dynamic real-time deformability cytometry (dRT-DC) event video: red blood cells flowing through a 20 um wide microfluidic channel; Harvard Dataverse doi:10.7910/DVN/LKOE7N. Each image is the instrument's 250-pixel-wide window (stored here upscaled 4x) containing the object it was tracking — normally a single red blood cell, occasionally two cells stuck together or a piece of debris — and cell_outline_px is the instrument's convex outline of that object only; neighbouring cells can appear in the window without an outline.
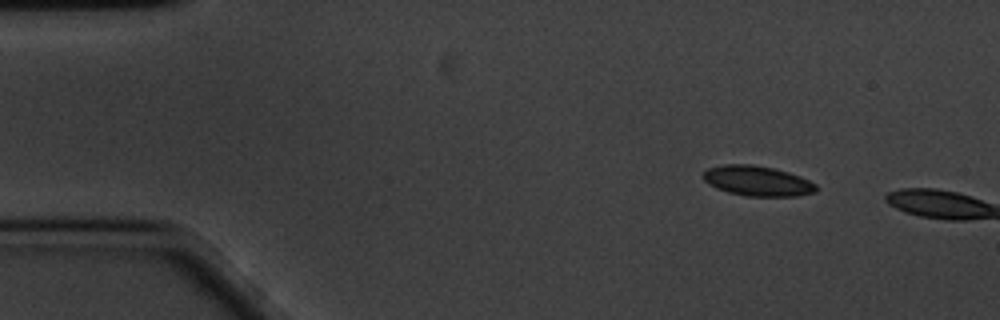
{"species": "common noctule bat (a hibernating species)", "species_latin": "Nyctalus noctula", "temperature_condition": "cold", "stored_images_in_passage": 10, "camera_frame_rate_fps": 3000, "um_per_image_px": 0.085, "animal": {"sex": "male", "body_mass_g": 20.1, "forearm_length_mm": 53.5}, "frame": {"image": 1, "passage_image": 1, "time_ms": 0.0, "image_size_px": [1000, 320], "cell_outline_px": [[816, 192], [796, 196], [748, 196], [728, 192], [716, 188], [708, 184], [704, 180], [704, 172], [708, 168], [724, 164], [752, 164], [772, 168], [788, 172], [800, 176], [816, 184]], "centroid_in_image_um": [64.37, 15.38], "position_along_channel_um": 20.6, "area_um2": 19.71}}